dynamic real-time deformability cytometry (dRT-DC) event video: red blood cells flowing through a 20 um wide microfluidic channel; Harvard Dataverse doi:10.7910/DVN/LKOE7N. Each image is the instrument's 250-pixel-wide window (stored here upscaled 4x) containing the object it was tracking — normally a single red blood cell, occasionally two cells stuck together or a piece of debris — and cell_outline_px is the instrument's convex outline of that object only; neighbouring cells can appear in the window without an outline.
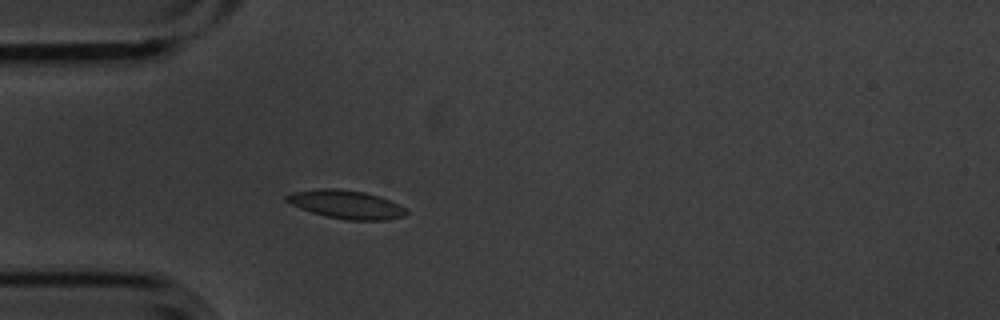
{"species": "common noctule bat (a hibernating species)", "species_latin": "Nyctalus noctula", "temperature_condition": "cold", "stored_images_in_passage": 1, "camera_frame_rate_fps": 3000, "um_per_image_px": 0.085, "animal": {"sex": "male", "body_mass_g": 20.1, "forearm_length_mm": 53.5}, "frame": {"image": 1, "passage_image": 1, "time_ms": 0.0, "image_size_px": [1000, 320], "cell_outline_px": [[408, 212], [404, 216], [384, 220], [348, 220], [328, 216], [312, 212], [300, 208], [284, 200], [284, 196], [292, 192], [320, 188], [332, 188], [364, 192], [400, 204]], "centroid_in_image_um": [29.4, 17.37], "position_along_channel_um": 55.6, "area_um2": 19.54}}